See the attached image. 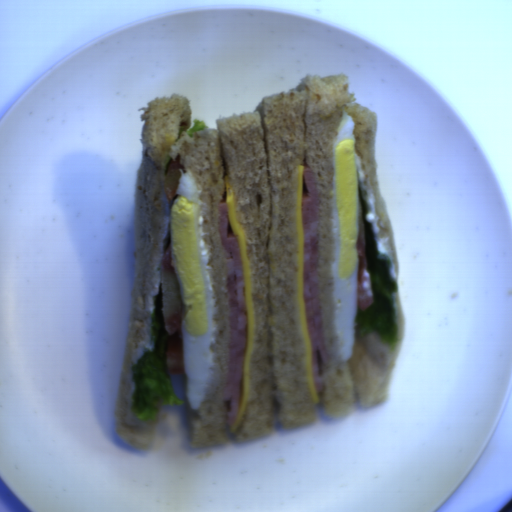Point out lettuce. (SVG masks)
Instances as JSON below:
<instances>
[{"label": "lettuce", "mask_w": 512, "mask_h": 512, "mask_svg": "<svg viewBox=\"0 0 512 512\" xmlns=\"http://www.w3.org/2000/svg\"><path fill=\"white\" fill-rule=\"evenodd\" d=\"M193 123H194L193 127H190L189 123H181L180 129H179V134L176 137V139L174 140V142H178L182 138L184 132L191 139V138H193L195 131L208 129L210 127V126H206L207 122H205L204 120H199L197 118H194Z\"/></svg>", "instance_id": "obj_3"}, {"label": "lettuce", "mask_w": 512, "mask_h": 512, "mask_svg": "<svg viewBox=\"0 0 512 512\" xmlns=\"http://www.w3.org/2000/svg\"><path fill=\"white\" fill-rule=\"evenodd\" d=\"M358 200L362 214L365 263L369 272L373 303L364 309H360L356 302L354 323L359 324V332L363 338L374 331H378L383 343H389L395 351L399 327L393 293L399 292L398 284L391 272L389 255L379 253L372 224L366 219L369 202L366 200L359 179Z\"/></svg>", "instance_id": "obj_2"}, {"label": "lettuce", "mask_w": 512, "mask_h": 512, "mask_svg": "<svg viewBox=\"0 0 512 512\" xmlns=\"http://www.w3.org/2000/svg\"><path fill=\"white\" fill-rule=\"evenodd\" d=\"M158 296L155 297L153 313L150 315L151 330L149 340L153 343V350L144 349L141 358L137 359L131 367V383L135 384L130 401L131 413L138 421L157 420L158 405L156 401L162 400V406L184 405L186 402L176 397L173 389L171 374L167 365V346L170 340L169 331L162 308L163 285L160 283Z\"/></svg>", "instance_id": "obj_1"}]
</instances>
